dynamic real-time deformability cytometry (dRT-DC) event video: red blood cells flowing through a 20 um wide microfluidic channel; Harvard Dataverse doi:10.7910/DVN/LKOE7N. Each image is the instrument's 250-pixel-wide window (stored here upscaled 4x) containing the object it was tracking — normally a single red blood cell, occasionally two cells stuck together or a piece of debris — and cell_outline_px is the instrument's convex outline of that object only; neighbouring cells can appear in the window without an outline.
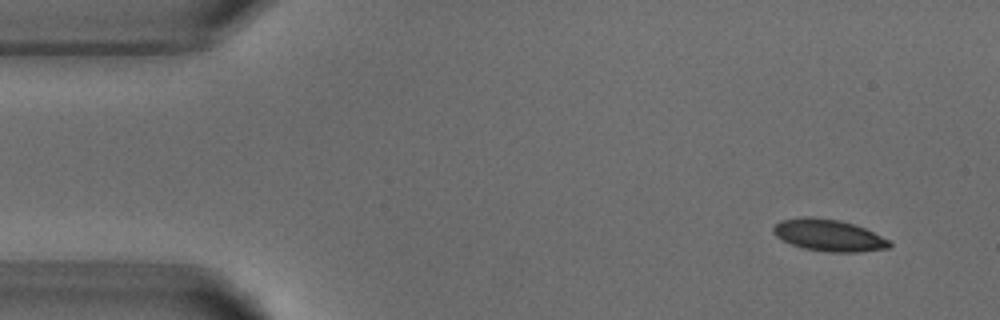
{"species": "common noctule bat (a hibernating species)", "species_latin": "Nyctalus noctula", "temperature_condition": "warm", "stored_images_in_passage": 5, "segment_of_instrument_passage": [1, 2], "camera_frame_rate_fps": 3000, "um_per_image_px": 0.085, "animal": {"sex": "male", "body_mass_g": 18.8}, "frame": {"image": 1, "passage_image": 1, "time_ms": 0.0, "image_size_px": [1000, 320], "cell_outline_px": [[892, 244], [888, 248], [860, 252], [828, 252], [804, 248], [792, 244], [776, 236], [772, 232], [772, 228], [780, 220], [804, 216], [812, 216], [840, 220], [864, 228], [888, 240]], "centroid_in_image_um": [70.4, 19.99], "position_along_channel_um": 14.6, "area_um2": 21.39}}
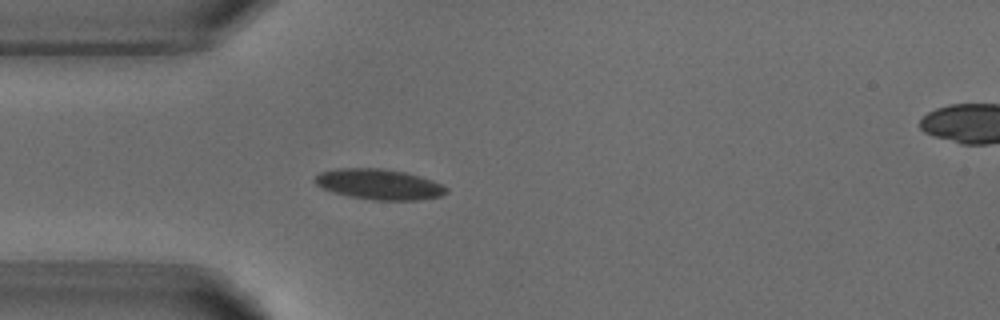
{"frame": {"image": 2, "passage_image": 4, "time_ms": 3.333, "image_size_px": [1000, 320], "cell_outline_px": [[448, 192], [440, 196], [420, 200], [372, 200], [348, 196], [332, 192], [316, 184], [312, 180], [320, 172], [336, 168], [384, 168], [404, 172], [420, 176], [432, 180], [448, 188]], "centroid_in_image_um": [32.21, 15.66], "position_along_channel_um": 52.8, "area_um2": 23.47}}